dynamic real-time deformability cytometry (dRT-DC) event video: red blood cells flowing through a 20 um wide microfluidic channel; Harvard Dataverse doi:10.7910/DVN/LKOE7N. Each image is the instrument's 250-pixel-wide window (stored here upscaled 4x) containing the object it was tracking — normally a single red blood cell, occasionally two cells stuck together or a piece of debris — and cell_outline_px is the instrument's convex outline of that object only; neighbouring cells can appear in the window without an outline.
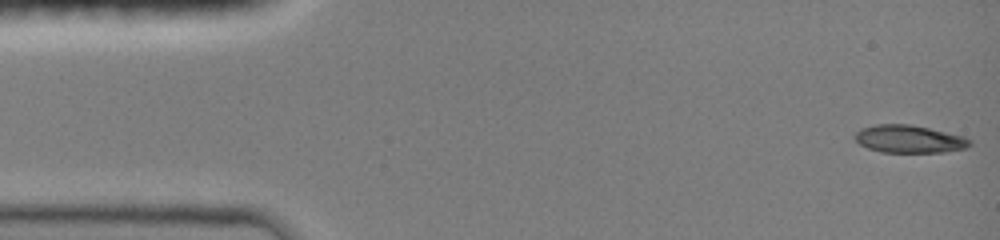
{"species": "common noctule bat (a hibernating species)", "species_latin": "Nyctalus noctula", "temperature_condition": "room temperature", "stored_images_in_passage": 47, "camera_frame_rate_fps": 3000, "um_per_image_px": 0.085, "animal": {"sex": "female", "body_mass_g": 19.0, "forearm_length_mm": 51.5}, "frame": {"image": 1, "passage_image": 1, "time_ms": 0.0, "image_size_px": [1000, 240], "cell_outline_px": [[972, 144], [968, 148], [944, 152], [880, 152], [868, 148], [860, 144], [856, 140], [856, 132], [860, 128], [876, 124], [908, 124], [928, 128], [964, 136], [972, 140]], "centroid_in_image_um": [77.31, 11.82], "position_along_channel_um": 7.7, "area_um2": 18.55}}
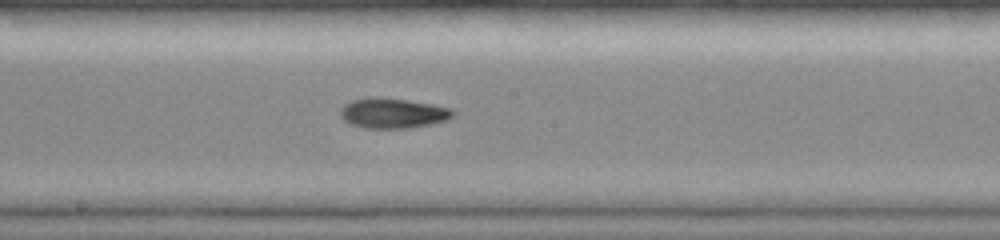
{"frame": {"image": 2, "passage_image": 25, "time_ms": 8.0, "image_size_px": [1000, 240], "cell_outline_px": [[456, 112], [448, 120], [432, 124], [408, 128], [364, 128], [352, 124], [344, 120], [340, 116], [340, 108], [344, 104], [352, 100], [368, 96], [384, 96], [432, 104], [452, 108]], "centroid_in_image_um": [33.39, 9.6], "position_along_channel_um": 214.8, "area_um2": 20.17}}
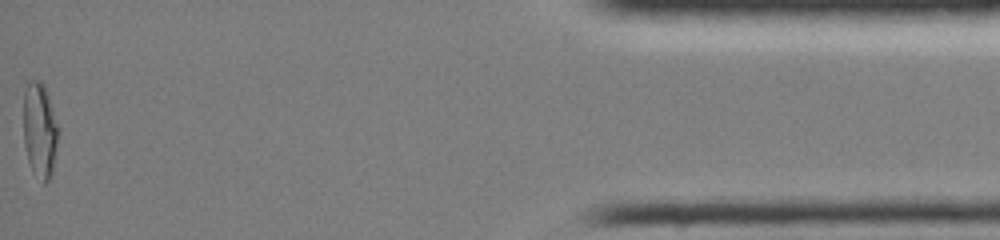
{"frame": {"image": 3, "passage_image": 47, "time_ms": 15.333, "image_size_px": [1000, 240], "cell_outline_px": [[56, 144], [52, 176], [44, 184], [32, 168], [28, 160], [24, 144], [24, 88], [28, 80], [40, 80], [44, 84], [48, 96], [56, 124]], "centroid_in_image_um": [3.34, 11.02], "position_along_channel_um": 431.9, "area_um2": 18.73}, "authors_computed_cell_mechanics": {"area_um2": 18.785, "velocity_mm_per_s": 4.0664, "shape_relaxation_time_tau1_ms": 9.3777, "shape_relaxation_time_tau2_ms": 5.6524, "deformation_change_tau1": 0.275, "deformation_change_tau2": 0.093}}